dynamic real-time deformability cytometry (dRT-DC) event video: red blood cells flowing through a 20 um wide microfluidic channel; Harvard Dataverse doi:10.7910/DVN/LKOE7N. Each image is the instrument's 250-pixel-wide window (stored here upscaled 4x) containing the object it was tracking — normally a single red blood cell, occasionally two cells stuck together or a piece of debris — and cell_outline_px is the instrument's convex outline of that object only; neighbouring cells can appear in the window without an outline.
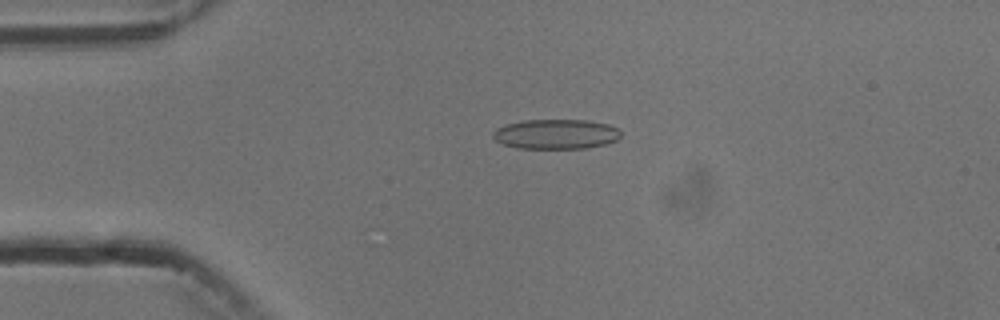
{"species": "common noctule bat (a hibernating species)", "species_latin": "Nyctalus noctula", "temperature_condition": "cold", "stored_images_in_passage": 5, "camera_frame_rate_fps": 3000, "um_per_image_px": 0.085, "animal": {"sex": "male", "body_mass_g": 13.3}, "frame": {"image": 1, "passage_image": 4, "time_ms": 3.333, "image_size_px": [1000, 320], "cell_outline_px": [[620, 136], [616, 140], [604, 144], [584, 148], [516, 148], [504, 144], [496, 140], [492, 136], [492, 132], [496, 128], [508, 124], [524, 120], [588, 120], [608, 124], [616, 128], [620, 132]], "centroid_in_image_um": [47.23, 11.39], "position_along_channel_um": 37.8, "area_um2": 22.02}}